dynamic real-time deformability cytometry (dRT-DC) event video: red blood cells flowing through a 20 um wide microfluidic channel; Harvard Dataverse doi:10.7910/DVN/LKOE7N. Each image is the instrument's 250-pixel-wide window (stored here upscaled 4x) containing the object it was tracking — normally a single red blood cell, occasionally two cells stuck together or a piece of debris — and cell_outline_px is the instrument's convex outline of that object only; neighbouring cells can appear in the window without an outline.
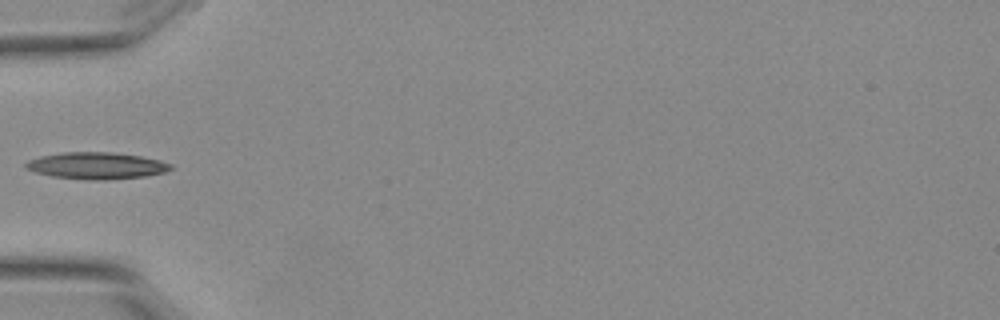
{"species": "Egyptian fruit bat (a non-hibernating species)", "species_latin": "Rousettus aegyptiacus", "temperature_condition": "warm", "stored_images_in_passage": 1, "camera_frame_rate_fps": 3000, "um_per_image_px": 0.085, "animal": {"sex": "female"}, "frame": {"image": 1, "passage_image": 1, "time_ms": 0.0, "image_size_px": [1000, 320], "cell_outline_px": [[172, 168], [164, 172], [144, 176], [108, 180], [88, 180], [52, 176], [36, 172], [24, 168], [24, 164], [28, 160], [40, 156], [64, 152], [112, 152], [140, 156], [160, 160], [172, 164]], "centroid_in_image_um": [8.18, 14.08], "position_along_channel_um": 76.8, "area_um2": 22.6}}